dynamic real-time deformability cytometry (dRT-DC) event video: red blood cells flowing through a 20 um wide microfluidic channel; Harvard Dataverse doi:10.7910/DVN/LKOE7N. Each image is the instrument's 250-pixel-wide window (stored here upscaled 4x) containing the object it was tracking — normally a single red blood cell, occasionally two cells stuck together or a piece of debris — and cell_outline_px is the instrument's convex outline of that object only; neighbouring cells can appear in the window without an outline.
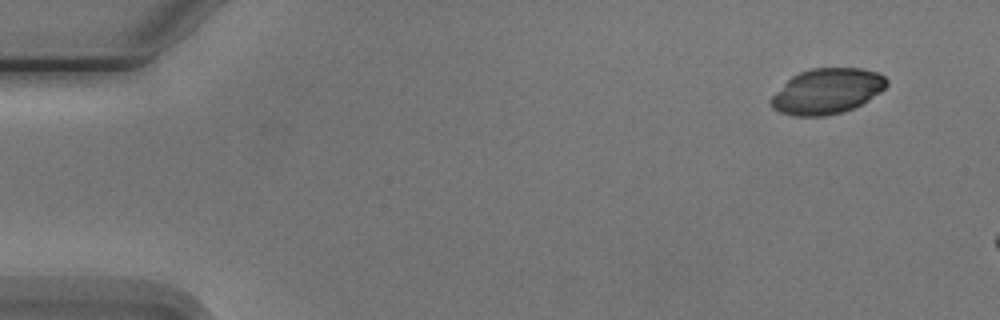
{"species": "Egyptian fruit bat (a non-hibernating species)", "species_latin": "Rousettus aegyptiacus", "temperature_condition": "cold", "stored_images_in_passage": 4, "camera_frame_rate_fps": 3000, "um_per_image_px": 0.085, "animal": {"sex": "male"}, "frame": {"image": 1, "passage_image": 1, "time_ms": 0.0, "image_size_px": [1000, 320], "cell_outline_px": [[888, 84], [880, 92], [868, 100], [852, 108], [840, 112], [824, 116], [796, 116], [780, 112], [772, 108], [768, 100], [792, 76], [800, 72], [812, 68], [860, 68], [876, 72], [884, 76], [888, 80]], "centroid_in_image_um": [70.28, 7.75], "position_along_channel_um": 14.7, "area_um2": 30.35}}